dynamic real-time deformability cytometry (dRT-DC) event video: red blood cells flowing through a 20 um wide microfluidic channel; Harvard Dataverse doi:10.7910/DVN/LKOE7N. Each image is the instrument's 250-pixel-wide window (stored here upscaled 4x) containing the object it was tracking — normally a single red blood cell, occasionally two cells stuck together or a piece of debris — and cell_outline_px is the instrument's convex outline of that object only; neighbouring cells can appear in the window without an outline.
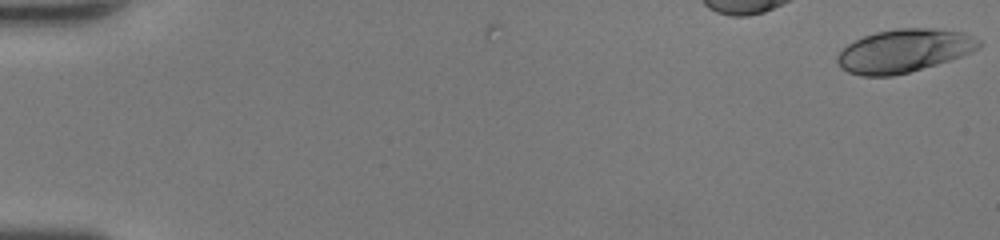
{"species": "human", "species_latin": "Homo sapiens", "temperature_condition": "room temperature", "stored_images_in_passage": 16, "camera_frame_rate_fps": 3000, "um_per_image_px": 0.085, "donor": {"sex": "female"}, "frame": {"image": 1, "passage_image": 1, "time_ms": 0.0, "image_size_px": [1000, 240], "cell_outline_px": [[984, 44], [980, 48], [972, 52], [936, 64], [908, 72], [892, 76], [860, 76], [848, 72], [840, 68], [836, 60], [836, 56], [848, 44], [864, 36], [876, 32], [896, 28], [932, 28], [964, 32], [980, 40]], "centroid_in_image_um": [76.84, 4.31], "position_along_channel_um": 8.2, "area_um2": 35.66}}
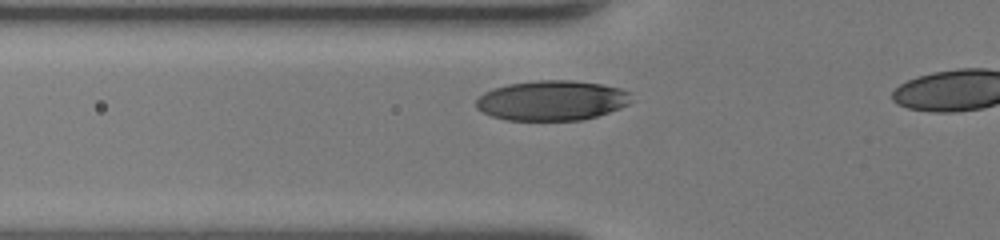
{"frame": {"image": 2, "passage_image": 14, "time_ms": 4.333, "image_size_px": [1000, 240], "cell_outline_px": [[632, 100], [628, 104], [620, 108], [596, 116], [580, 120], [508, 120], [492, 116], [476, 108], [476, 100], [484, 92], [492, 88], [508, 84], [536, 80], [572, 80], [600, 84], [620, 88], [632, 92]], "centroid_in_image_um": [46.92, 8.53], "position_along_channel_um": 78.9, "area_um2": 36.24}}